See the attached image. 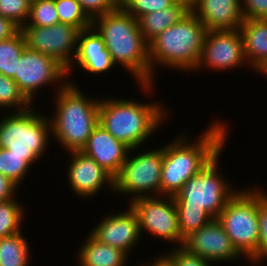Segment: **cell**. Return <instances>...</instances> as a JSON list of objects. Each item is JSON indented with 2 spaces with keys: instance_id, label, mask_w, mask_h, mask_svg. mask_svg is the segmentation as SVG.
Here are the masks:
<instances>
[{
  "instance_id": "1",
  "label": "cell",
  "mask_w": 267,
  "mask_h": 266,
  "mask_svg": "<svg viewBox=\"0 0 267 266\" xmlns=\"http://www.w3.org/2000/svg\"><path fill=\"white\" fill-rule=\"evenodd\" d=\"M227 126L228 123L216 119L208 123L206 130L194 142L188 138V134L180 133L171 142L163 145L161 195H177L188 179L194 177L223 151L231 131L230 126Z\"/></svg>"
},
{
  "instance_id": "2",
  "label": "cell",
  "mask_w": 267,
  "mask_h": 266,
  "mask_svg": "<svg viewBox=\"0 0 267 266\" xmlns=\"http://www.w3.org/2000/svg\"><path fill=\"white\" fill-rule=\"evenodd\" d=\"M92 26L102 36L116 66L121 64L144 94L152 95L156 86L151 84L149 43L140 31L138 19L124 9H116L94 18Z\"/></svg>"
},
{
  "instance_id": "3",
  "label": "cell",
  "mask_w": 267,
  "mask_h": 266,
  "mask_svg": "<svg viewBox=\"0 0 267 266\" xmlns=\"http://www.w3.org/2000/svg\"><path fill=\"white\" fill-rule=\"evenodd\" d=\"M163 105L160 101L142 103L132 99L104 97L99 104V124L131 149H141L169 117L170 113Z\"/></svg>"
},
{
  "instance_id": "4",
  "label": "cell",
  "mask_w": 267,
  "mask_h": 266,
  "mask_svg": "<svg viewBox=\"0 0 267 266\" xmlns=\"http://www.w3.org/2000/svg\"><path fill=\"white\" fill-rule=\"evenodd\" d=\"M74 83L69 79L54 93L55 112L49 117L52 137L67 152L81 151L99 123L100 98L87 97Z\"/></svg>"
},
{
  "instance_id": "5",
  "label": "cell",
  "mask_w": 267,
  "mask_h": 266,
  "mask_svg": "<svg viewBox=\"0 0 267 266\" xmlns=\"http://www.w3.org/2000/svg\"><path fill=\"white\" fill-rule=\"evenodd\" d=\"M206 32L204 24L190 11L179 22L152 39L149 42L151 84H154L155 68L158 65L180 72H195Z\"/></svg>"
},
{
  "instance_id": "6",
  "label": "cell",
  "mask_w": 267,
  "mask_h": 266,
  "mask_svg": "<svg viewBox=\"0 0 267 266\" xmlns=\"http://www.w3.org/2000/svg\"><path fill=\"white\" fill-rule=\"evenodd\" d=\"M241 189L226 203L217 220L243 259L258 266V187Z\"/></svg>"
},
{
  "instance_id": "7",
  "label": "cell",
  "mask_w": 267,
  "mask_h": 266,
  "mask_svg": "<svg viewBox=\"0 0 267 266\" xmlns=\"http://www.w3.org/2000/svg\"><path fill=\"white\" fill-rule=\"evenodd\" d=\"M6 113L0 118V148L8 149L12 154L43 158L52 135L49 117L33 107Z\"/></svg>"
},
{
  "instance_id": "8",
  "label": "cell",
  "mask_w": 267,
  "mask_h": 266,
  "mask_svg": "<svg viewBox=\"0 0 267 266\" xmlns=\"http://www.w3.org/2000/svg\"><path fill=\"white\" fill-rule=\"evenodd\" d=\"M217 154L199 173L188 179L173 197L176 208H204L214 219L238 192L228 179L221 176Z\"/></svg>"
},
{
  "instance_id": "9",
  "label": "cell",
  "mask_w": 267,
  "mask_h": 266,
  "mask_svg": "<svg viewBox=\"0 0 267 266\" xmlns=\"http://www.w3.org/2000/svg\"><path fill=\"white\" fill-rule=\"evenodd\" d=\"M157 148L152 151L145 150V152L139 148L130 149L126 161L114 177L115 194L131 196V201L139 197L153 196V194L161 195L163 147Z\"/></svg>"
},
{
  "instance_id": "10",
  "label": "cell",
  "mask_w": 267,
  "mask_h": 266,
  "mask_svg": "<svg viewBox=\"0 0 267 266\" xmlns=\"http://www.w3.org/2000/svg\"><path fill=\"white\" fill-rule=\"evenodd\" d=\"M164 198V199H163ZM137 214L141 236L144 232L166 242L183 246L175 202L172 196H144L129 202ZM179 244V245H178Z\"/></svg>"
},
{
  "instance_id": "11",
  "label": "cell",
  "mask_w": 267,
  "mask_h": 266,
  "mask_svg": "<svg viewBox=\"0 0 267 266\" xmlns=\"http://www.w3.org/2000/svg\"><path fill=\"white\" fill-rule=\"evenodd\" d=\"M14 81L24 96L33 103L41 87L56 84L58 86L55 90H61L69 82V77L67 70L55 59L26 48L21 57L17 58Z\"/></svg>"
},
{
  "instance_id": "12",
  "label": "cell",
  "mask_w": 267,
  "mask_h": 266,
  "mask_svg": "<svg viewBox=\"0 0 267 266\" xmlns=\"http://www.w3.org/2000/svg\"><path fill=\"white\" fill-rule=\"evenodd\" d=\"M19 30L27 49L48 55L66 70L70 68L77 51V27L59 22L50 27L24 25Z\"/></svg>"
},
{
  "instance_id": "13",
  "label": "cell",
  "mask_w": 267,
  "mask_h": 266,
  "mask_svg": "<svg viewBox=\"0 0 267 266\" xmlns=\"http://www.w3.org/2000/svg\"><path fill=\"white\" fill-rule=\"evenodd\" d=\"M242 65L249 67L239 29L206 32L200 61L195 71L202 68H209L212 71H230L239 66L241 68Z\"/></svg>"
},
{
  "instance_id": "14",
  "label": "cell",
  "mask_w": 267,
  "mask_h": 266,
  "mask_svg": "<svg viewBox=\"0 0 267 266\" xmlns=\"http://www.w3.org/2000/svg\"><path fill=\"white\" fill-rule=\"evenodd\" d=\"M183 247L190 253L215 264L243 258L233 247L229 236L217 219H213L209 224L187 236Z\"/></svg>"
},
{
  "instance_id": "15",
  "label": "cell",
  "mask_w": 267,
  "mask_h": 266,
  "mask_svg": "<svg viewBox=\"0 0 267 266\" xmlns=\"http://www.w3.org/2000/svg\"><path fill=\"white\" fill-rule=\"evenodd\" d=\"M71 156L67 167V180L70 191L83 199L91 198L105 186L113 191L114 178L104 170L94 159L86 156L81 151L68 152ZM105 185V186H104Z\"/></svg>"
},
{
  "instance_id": "16",
  "label": "cell",
  "mask_w": 267,
  "mask_h": 266,
  "mask_svg": "<svg viewBox=\"0 0 267 266\" xmlns=\"http://www.w3.org/2000/svg\"><path fill=\"white\" fill-rule=\"evenodd\" d=\"M121 211L123 212L106 214L90 233L98 241L121 249L130 257V252H133L132 249L140 242L139 222L130 205L127 210Z\"/></svg>"
},
{
  "instance_id": "17",
  "label": "cell",
  "mask_w": 267,
  "mask_h": 266,
  "mask_svg": "<svg viewBox=\"0 0 267 266\" xmlns=\"http://www.w3.org/2000/svg\"><path fill=\"white\" fill-rule=\"evenodd\" d=\"M75 65L87 74L95 76L109 72L116 65L106 49L102 36L93 26L79 32L76 56L67 70V76L71 77Z\"/></svg>"
},
{
  "instance_id": "18",
  "label": "cell",
  "mask_w": 267,
  "mask_h": 266,
  "mask_svg": "<svg viewBox=\"0 0 267 266\" xmlns=\"http://www.w3.org/2000/svg\"><path fill=\"white\" fill-rule=\"evenodd\" d=\"M130 149L98 123L81 152L94 159L114 178L126 161Z\"/></svg>"
},
{
  "instance_id": "19",
  "label": "cell",
  "mask_w": 267,
  "mask_h": 266,
  "mask_svg": "<svg viewBox=\"0 0 267 266\" xmlns=\"http://www.w3.org/2000/svg\"><path fill=\"white\" fill-rule=\"evenodd\" d=\"M190 10L207 31L239 29L244 21L240 0H190Z\"/></svg>"
},
{
  "instance_id": "20",
  "label": "cell",
  "mask_w": 267,
  "mask_h": 266,
  "mask_svg": "<svg viewBox=\"0 0 267 266\" xmlns=\"http://www.w3.org/2000/svg\"><path fill=\"white\" fill-rule=\"evenodd\" d=\"M239 30L249 69L259 74L267 65V20L244 19Z\"/></svg>"
},
{
  "instance_id": "21",
  "label": "cell",
  "mask_w": 267,
  "mask_h": 266,
  "mask_svg": "<svg viewBox=\"0 0 267 266\" xmlns=\"http://www.w3.org/2000/svg\"><path fill=\"white\" fill-rule=\"evenodd\" d=\"M87 235L77 253L78 266L127 265L130 257L124 251L98 241L91 233Z\"/></svg>"
},
{
  "instance_id": "22",
  "label": "cell",
  "mask_w": 267,
  "mask_h": 266,
  "mask_svg": "<svg viewBox=\"0 0 267 266\" xmlns=\"http://www.w3.org/2000/svg\"><path fill=\"white\" fill-rule=\"evenodd\" d=\"M190 11V0H178L167 9L150 12L139 17L140 31L149 43L165 29L179 22Z\"/></svg>"
},
{
  "instance_id": "23",
  "label": "cell",
  "mask_w": 267,
  "mask_h": 266,
  "mask_svg": "<svg viewBox=\"0 0 267 266\" xmlns=\"http://www.w3.org/2000/svg\"><path fill=\"white\" fill-rule=\"evenodd\" d=\"M19 233L0 238V266H29V241Z\"/></svg>"
},
{
  "instance_id": "24",
  "label": "cell",
  "mask_w": 267,
  "mask_h": 266,
  "mask_svg": "<svg viewBox=\"0 0 267 266\" xmlns=\"http://www.w3.org/2000/svg\"><path fill=\"white\" fill-rule=\"evenodd\" d=\"M39 160L36 155H17L8 149L0 148V174L19 187L28 175L29 168L31 170L32 165Z\"/></svg>"
},
{
  "instance_id": "25",
  "label": "cell",
  "mask_w": 267,
  "mask_h": 266,
  "mask_svg": "<svg viewBox=\"0 0 267 266\" xmlns=\"http://www.w3.org/2000/svg\"><path fill=\"white\" fill-rule=\"evenodd\" d=\"M25 49V39L20 30L10 38L0 41V74L14 80L17 58L21 57Z\"/></svg>"
},
{
  "instance_id": "26",
  "label": "cell",
  "mask_w": 267,
  "mask_h": 266,
  "mask_svg": "<svg viewBox=\"0 0 267 266\" xmlns=\"http://www.w3.org/2000/svg\"><path fill=\"white\" fill-rule=\"evenodd\" d=\"M17 197L0 202V238L21 232L25 209Z\"/></svg>"
},
{
  "instance_id": "27",
  "label": "cell",
  "mask_w": 267,
  "mask_h": 266,
  "mask_svg": "<svg viewBox=\"0 0 267 266\" xmlns=\"http://www.w3.org/2000/svg\"><path fill=\"white\" fill-rule=\"evenodd\" d=\"M31 104L12 78L0 74V110L21 112L30 109Z\"/></svg>"
},
{
  "instance_id": "28",
  "label": "cell",
  "mask_w": 267,
  "mask_h": 266,
  "mask_svg": "<svg viewBox=\"0 0 267 266\" xmlns=\"http://www.w3.org/2000/svg\"><path fill=\"white\" fill-rule=\"evenodd\" d=\"M55 6L60 23L75 26L80 31L92 26V20L78 0H55Z\"/></svg>"
},
{
  "instance_id": "29",
  "label": "cell",
  "mask_w": 267,
  "mask_h": 266,
  "mask_svg": "<svg viewBox=\"0 0 267 266\" xmlns=\"http://www.w3.org/2000/svg\"><path fill=\"white\" fill-rule=\"evenodd\" d=\"M176 210L179 230L184 239L214 219L204 208H176Z\"/></svg>"
},
{
  "instance_id": "30",
  "label": "cell",
  "mask_w": 267,
  "mask_h": 266,
  "mask_svg": "<svg viewBox=\"0 0 267 266\" xmlns=\"http://www.w3.org/2000/svg\"><path fill=\"white\" fill-rule=\"evenodd\" d=\"M59 23L55 0H35L31 2L30 13L25 25L50 27Z\"/></svg>"
},
{
  "instance_id": "31",
  "label": "cell",
  "mask_w": 267,
  "mask_h": 266,
  "mask_svg": "<svg viewBox=\"0 0 267 266\" xmlns=\"http://www.w3.org/2000/svg\"><path fill=\"white\" fill-rule=\"evenodd\" d=\"M30 6L29 0H0V16L9 19L20 29L28 20Z\"/></svg>"
},
{
  "instance_id": "32",
  "label": "cell",
  "mask_w": 267,
  "mask_h": 266,
  "mask_svg": "<svg viewBox=\"0 0 267 266\" xmlns=\"http://www.w3.org/2000/svg\"><path fill=\"white\" fill-rule=\"evenodd\" d=\"M259 246L258 265L267 259V192L258 187Z\"/></svg>"
},
{
  "instance_id": "33",
  "label": "cell",
  "mask_w": 267,
  "mask_h": 266,
  "mask_svg": "<svg viewBox=\"0 0 267 266\" xmlns=\"http://www.w3.org/2000/svg\"><path fill=\"white\" fill-rule=\"evenodd\" d=\"M178 0H130L124 10L131 14L135 19L150 12L167 9L174 5Z\"/></svg>"
},
{
  "instance_id": "34",
  "label": "cell",
  "mask_w": 267,
  "mask_h": 266,
  "mask_svg": "<svg viewBox=\"0 0 267 266\" xmlns=\"http://www.w3.org/2000/svg\"><path fill=\"white\" fill-rule=\"evenodd\" d=\"M172 250V251H171ZM165 255L172 261L175 266H211L212 263L208 262L205 258L199 255L190 253L183 246L173 247Z\"/></svg>"
},
{
  "instance_id": "35",
  "label": "cell",
  "mask_w": 267,
  "mask_h": 266,
  "mask_svg": "<svg viewBox=\"0 0 267 266\" xmlns=\"http://www.w3.org/2000/svg\"><path fill=\"white\" fill-rule=\"evenodd\" d=\"M244 19L267 20V0H240Z\"/></svg>"
},
{
  "instance_id": "36",
  "label": "cell",
  "mask_w": 267,
  "mask_h": 266,
  "mask_svg": "<svg viewBox=\"0 0 267 266\" xmlns=\"http://www.w3.org/2000/svg\"><path fill=\"white\" fill-rule=\"evenodd\" d=\"M82 9L93 20L105 13L112 12L116 8L110 3L109 0H78Z\"/></svg>"
},
{
  "instance_id": "37",
  "label": "cell",
  "mask_w": 267,
  "mask_h": 266,
  "mask_svg": "<svg viewBox=\"0 0 267 266\" xmlns=\"http://www.w3.org/2000/svg\"><path fill=\"white\" fill-rule=\"evenodd\" d=\"M19 188L9 178L0 174V202L15 198Z\"/></svg>"
},
{
  "instance_id": "38",
  "label": "cell",
  "mask_w": 267,
  "mask_h": 266,
  "mask_svg": "<svg viewBox=\"0 0 267 266\" xmlns=\"http://www.w3.org/2000/svg\"><path fill=\"white\" fill-rule=\"evenodd\" d=\"M19 28L9 19L0 16V41L10 38Z\"/></svg>"
},
{
  "instance_id": "39",
  "label": "cell",
  "mask_w": 267,
  "mask_h": 266,
  "mask_svg": "<svg viewBox=\"0 0 267 266\" xmlns=\"http://www.w3.org/2000/svg\"><path fill=\"white\" fill-rule=\"evenodd\" d=\"M152 262H144L140 266H175L172 261L163 253L162 255H157Z\"/></svg>"
},
{
  "instance_id": "40",
  "label": "cell",
  "mask_w": 267,
  "mask_h": 266,
  "mask_svg": "<svg viewBox=\"0 0 267 266\" xmlns=\"http://www.w3.org/2000/svg\"><path fill=\"white\" fill-rule=\"evenodd\" d=\"M116 9H124L130 0H109Z\"/></svg>"
},
{
  "instance_id": "41",
  "label": "cell",
  "mask_w": 267,
  "mask_h": 266,
  "mask_svg": "<svg viewBox=\"0 0 267 266\" xmlns=\"http://www.w3.org/2000/svg\"><path fill=\"white\" fill-rule=\"evenodd\" d=\"M259 74H262V76L264 75L267 77V65Z\"/></svg>"
}]
</instances>
